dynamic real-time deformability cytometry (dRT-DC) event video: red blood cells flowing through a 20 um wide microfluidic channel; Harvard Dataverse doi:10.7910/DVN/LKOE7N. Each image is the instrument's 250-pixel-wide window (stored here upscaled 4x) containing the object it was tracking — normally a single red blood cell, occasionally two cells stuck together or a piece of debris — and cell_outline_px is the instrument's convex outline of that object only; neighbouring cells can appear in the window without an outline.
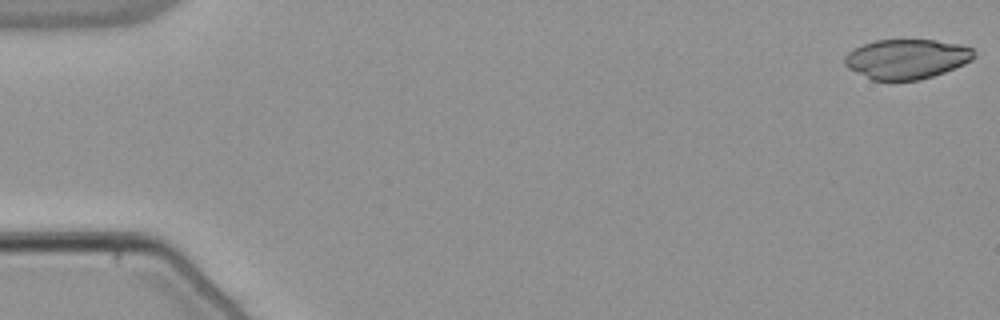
{"species": "common noctule bat (a hibernating species)", "species_latin": "Nyctalus noctula", "temperature_condition": "warm", "stored_images_in_passage": 11, "camera_frame_rate_fps": 3000, "um_per_image_px": 0.085, "animal": {"sex": "male", "body_mass_g": 21.5, "forearm_length_mm": 52.0}, "frame": {"image": 1, "passage_image": 1, "time_ms": 0.0, "image_size_px": [1000, 320], "cell_outline_px": [[976, 56], [972, 60], [964, 64], [944, 72], [920, 80], [872, 80], [848, 68], [844, 64], [844, 56], [848, 52], [864, 44], [876, 40], [936, 40], [960, 44], [972, 48], [976, 52]], "centroid_in_image_um": [77.08, 5.01], "position_along_channel_um": 7.9, "area_um2": 29.94}}